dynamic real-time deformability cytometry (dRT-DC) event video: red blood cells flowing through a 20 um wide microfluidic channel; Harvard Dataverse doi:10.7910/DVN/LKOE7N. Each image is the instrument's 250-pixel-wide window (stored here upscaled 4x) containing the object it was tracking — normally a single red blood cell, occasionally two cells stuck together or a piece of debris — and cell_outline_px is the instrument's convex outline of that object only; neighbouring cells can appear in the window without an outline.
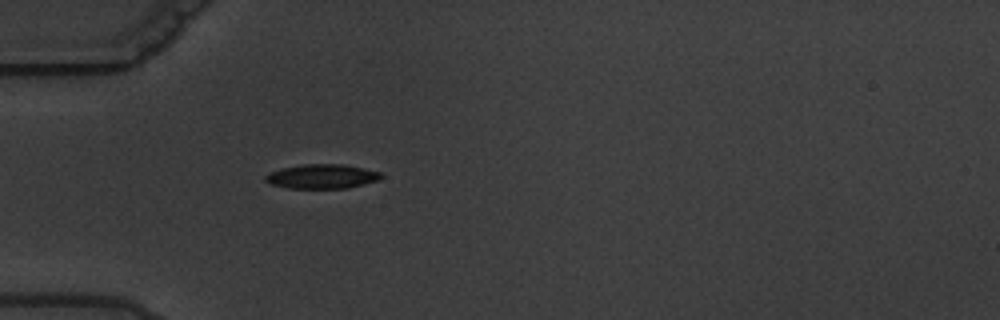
{"species": "common noctule bat (a hibernating species)", "species_latin": "Nyctalus noctula", "temperature_condition": "warm", "stored_images_in_passage": 3, "camera_frame_rate_fps": 3000, "um_per_image_px": 0.085, "animal": {"sex": "male", "body_mass_g": 19.5, "forearm_length_mm": 54.6}, "frame": {"image": 1, "passage_image": 3, "time_ms": 2.333, "image_size_px": [1000, 320], "cell_outline_px": [[384, 176], [376, 180], [364, 184], [348, 188], [288, 188], [272, 184], [264, 180], [264, 176], [280, 168], [304, 164], [340, 164], [364, 168], [380, 172]], "centroid_in_image_um": [27.36, 14.99], "position_along_channel_um": 57.6, "area_um2": 16.3}}